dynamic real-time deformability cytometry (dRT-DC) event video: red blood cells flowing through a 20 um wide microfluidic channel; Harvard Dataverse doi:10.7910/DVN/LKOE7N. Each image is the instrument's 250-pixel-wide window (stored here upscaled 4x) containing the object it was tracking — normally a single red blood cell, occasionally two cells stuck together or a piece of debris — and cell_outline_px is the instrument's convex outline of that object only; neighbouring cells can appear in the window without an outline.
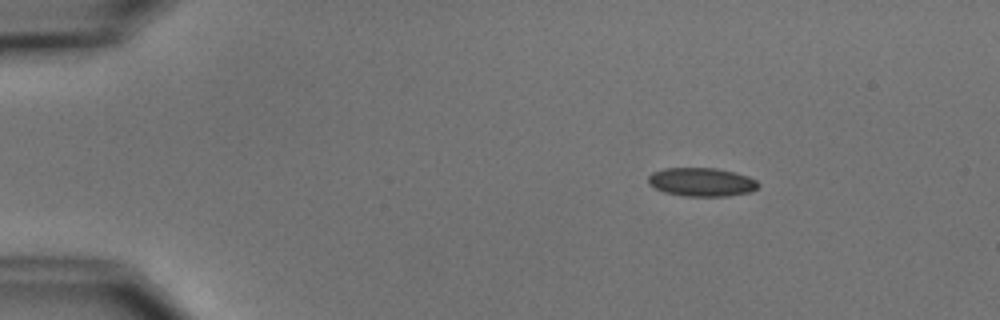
{"species": "common noctule bat (a hibernating species)", "species_latin": "Nyctalus noctula", "temperature_condition": "cold", "stored_images_in_passage": 4, "camera_frame_rate_fps": 3000, "um_per_image_px": 0.085, "animal": {"sex": "male", "body_mass_g": 15.6}, "frame": {"image": 1, "passage_image": 2, "time_ms": 1.0, "image_size_px": [1000, 320], "cell_outline_px": [[760, 184], [752, 192], [728, 196], [684, 196], [664, 192], [648, 184], [648, 176], [652, 172], [664, 168], [716, 168], [736, 172], [748, 176], [756, 180]], "centroid_in_image_um": [59.64, 15.47], "position_along_channel_um": 25.4, "area_um2": 18.5}}